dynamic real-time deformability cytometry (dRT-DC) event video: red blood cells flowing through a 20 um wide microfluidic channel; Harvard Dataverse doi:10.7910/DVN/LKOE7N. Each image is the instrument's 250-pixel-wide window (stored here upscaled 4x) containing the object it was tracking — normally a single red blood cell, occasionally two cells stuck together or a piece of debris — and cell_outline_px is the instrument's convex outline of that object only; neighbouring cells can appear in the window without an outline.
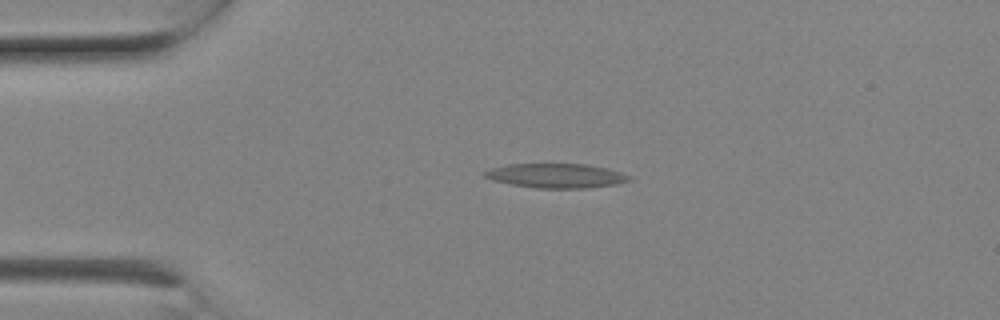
{"species": "Egyptian fruit bat (a non-hibernating species)", "species_latin": "Rousettus aegyptiacus", "temperature_condition": "room temperature", "stored_images_in_passage": 9, "camera_frame_rate_fps": 3000, "um_per_image_px": 0.085, "animal": {"sex": "female"}, "frame": {"image": 1, "passage_image": 4, "time_ms": 1.0, "image_size_px": [1000, 320], "cell_outline_px": [[632, 180], [616, 184], [588, 188], [536, 188], [512, 184], [492, 180], [484, 176], [484, 172], [492, 168], [508, 164], [584, 164], [608, 168], [632, 176]], "centroid_in_image_um": [47.32, 14.94], "position_along_channel_um": 37.7, "area_um2": 20.46}}
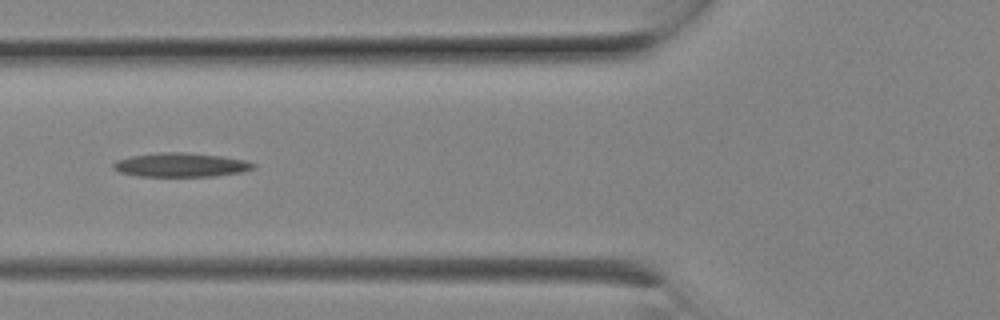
{"frame": {"image": 2, "passage_image": 7, "time_ms": 2.0, "image_size_px": [1000, 320], "cell_outline_px": [[256, 168], [240, 172], [216, 176], [140, 176], [120, 172], [112, 168], [112, 164], [116, 160], [132, 156], [160, 152], [184, 152], [220, 156], [244, 160], [256, 164]], "centroid_in_image_um": [15.37, 14.02], "position_along_channel_um": 110.4, "area_um2": 19.48}}
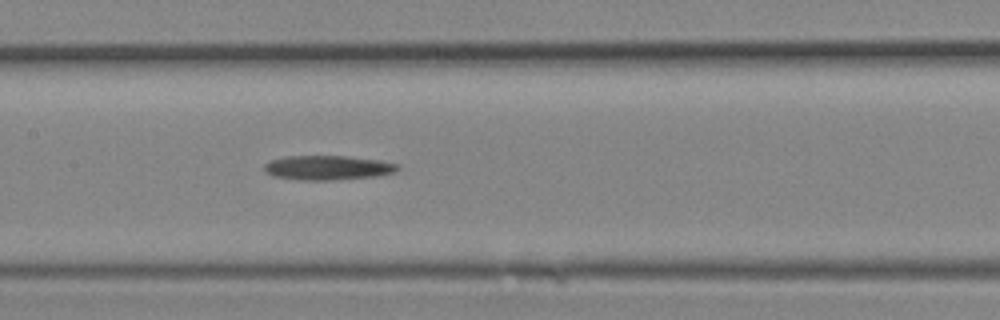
{"frame": {"image": 3, "passage_image": 9, "time_ms": 2.667, "image_size_px": [1000, 320], "cell_outline_px": [[400, 168], [396, 172], [376, 176], [332, 180], [300, 180], [272, 176], [264, 172], [264, 164], [272, 160], [284, 156], [348, 156], [380, 160], [400, 164]], "centroid_in_image_um": [27.87, 14.25], "position_along_channel_um": 179.5, "area_um2": 19.19}}